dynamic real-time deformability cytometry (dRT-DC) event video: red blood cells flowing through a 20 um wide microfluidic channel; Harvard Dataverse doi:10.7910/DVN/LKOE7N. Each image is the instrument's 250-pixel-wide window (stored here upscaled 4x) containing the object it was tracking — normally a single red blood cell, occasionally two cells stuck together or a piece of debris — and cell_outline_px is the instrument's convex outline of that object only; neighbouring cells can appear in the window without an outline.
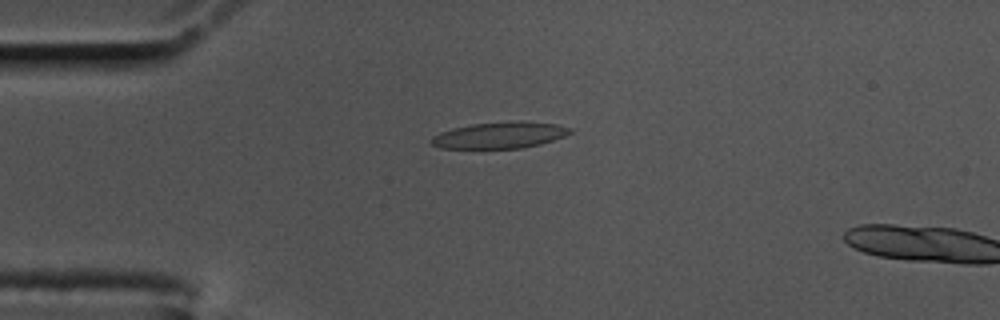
{"species": "common noctule bat (a hibernating species)", "species_latin": "Nyctalus noctula", "temperature_condition": "cold", "stored_images_in_passage": 6, "camera_frame_rate_fps": 3000, "um_per_image_px": 0.085, "animal": {"sex": "male", "body_mass_g": 17.5, "forearm_length_mm": 52.3}, "frame": {"image": 1, "passage_image": 4, "time_ms": 1.0, "image_size_px": [1000, 320], "cell_outline_px": [[572, 132], [564, 136], [540, 144], [520, 148], [440, 148], [432, 144], [432, 136], [440, 132], [452, 128], [472, 124], [516, 120], [520, 120], [556, 124], [572, 128]], "centroid_in_image_um": [42.49, 11.47], "position_along_channel_um": 42.5, "area_um2": 21.33}}